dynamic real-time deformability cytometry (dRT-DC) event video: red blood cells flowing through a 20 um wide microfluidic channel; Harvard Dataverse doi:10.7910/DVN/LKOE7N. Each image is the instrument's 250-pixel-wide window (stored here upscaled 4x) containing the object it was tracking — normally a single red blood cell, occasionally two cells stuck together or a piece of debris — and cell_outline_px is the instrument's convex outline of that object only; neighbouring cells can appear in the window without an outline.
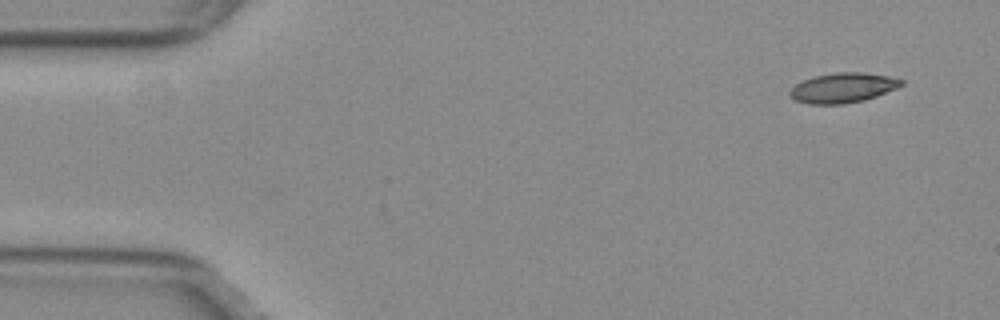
{"species": "common noctule bat (a hibernating species)", "species_latin": "Nyctalus noctula", "temperature_condition": "warm", "stored_images_in_passage": 43, "camera_frame_rate_fps": 3000, "um_per_image_px": 0.085, "animal": {"sex": "female", "body_mass_g": 29.2, "forearm_length_mm": 56.3}, "frame": {"image": 1, "passage_image": 1, "time_ms": 0.0, "image_size_px": [1000, 320], "cell_outline_px": [[904, 84], [896, 88], [876, 96], [864, 100], [844, 104], [808, 104], [796, 100], [788, 92], [796, 84], [804, 80], [816, 76], [836, 72], [860, 72], [888, 76], [904, 80]], "centroid_in_image_um": [71.66, 7.46], "position_along_channel_um": 13.3, "area_um2": 19.19}}
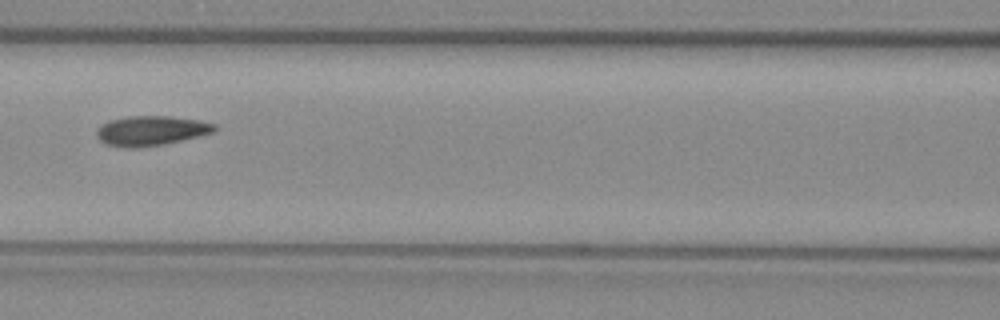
{"frame": {"image": 2, "passage_image": 21, "time_ms": 6.667, "image_size_px": [1000, 320], "cell_outline_px": [[216, 132], [164, 144], [132, 148], [108, 144], [100, 140], [96, 136], [96, 132], [100, 124], [108, 120], [128, 116], [168, 116], [200, 120], [216, 124]], "centroid_in_image_um": [12.85, 11.09], "position_along_channel_um": 153.8, "area_um2": 20.4}}
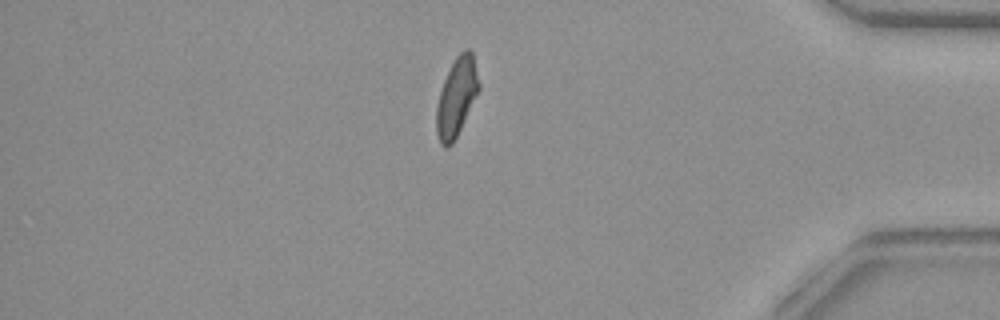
{"frame": {"image": 3, "passage_image": 43, "time_ms": 14.0, "image_size_px": [1000, 320], "cell_outline_px": [[480, 88], [452, 144], [444, 148], [440, 144], [436, 132], [436, 108], [440, 92], [444, 80], [456, 56], [464, 48], [468, 48], [472, 52], [480, 84]], "centroid_in_image_um": [38.8, 8.24], "position_along_channel_um": 396.4, "area_um2": 19.07}, "authors_computed_cell_mechanics": {"area_um2": 19.8832, "velocity_mm_per_s": 3.8215, "shape_relaxation_time_tau1_ms": 8.6888, "shape_relaxation_time_tau2_ms": 1.8785, "deformation_change_tau1": 0.1922, "deformation_change_tau2": 0.0853}}